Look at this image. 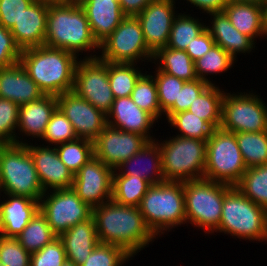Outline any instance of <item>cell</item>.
Here are the masks:
<instances>
[{
  "label": "cell",
  "instance_id": "33",
  "mask_svg": "<svg viewBox=\"0 0 267 266\" xmlns=\"http://www.w3.org/2000/svg\"><path fill=\"white\" fill-rule=\"evenodd\" d=\"M235 136L247 168L267 164V131L238 132Z\"/></svg>",
  "mask_w": 267,
  "mask_h": 266
},
{
  "label": "cell",
  "instance_id": "16",
  "mask_svg": "<svg viewBox=\"0 0 267 266\" xmlns=\"http://www.w3.org/2000/svg\"><path fill=\"white\" fill-rule=\"evenodd\" d=\"M148 142L142 135L122 131L107 125L93 141L94 156L115 170L116 167L135 155Z\"/></svg>",
  "mask_w": 267,
  "mask_h": 266
},
{
  "label": "cell",
  "instance_id": "10",
  "mask_svg": "<svg viewBox=\"0 0 267 266\" xmlns=\"http://www.w3.org/2000/svg\"><path fill=\"white\" fill-rule=\"evenodd\" d=\"M102 61L112 63L152 62L154 54L144 40L141 24L136 16H126L119 26L100 44ZM144 59V60H143Z\"/></svg>",
  "mask_w": 267,
  "mask_h": 266
},
{
  "label": "cell",
  "instance_id": "52",
  "mask_svg": "<svg viewBox=\"0 0 267 266\" xmlns=\"http://www.w3.org/2000/svg\"><path fill=\"white\" fill-rule=\"evenodd\" d=\"M122 12L126 16H136L141 13L145 7L153 0H118Z\"/></svg>",
  "mask_w": 267,
  "mask_h": 266
},
{
  "label": "cell",
  "instance_id": "22",
  "mask_svg": "<svg viewBox=\"0 0 267 266\" xmlns=\"http://www.w3.org/2000/svg\"><path fill=\"white\" fill-rule=\"evenodd\" d=\"M44 93L32 80L20 62L0 67V98L19 106L39 99Z\"/></svg>",
  "mask_w": 267,
  "mask_h": 266
},
{
  "label": "cell",
  "instance_id": "25",
  "mask_svg": "<svg viewBox=\"0 0 267 266\" xmlns=\"http://www.w3.org/2000/svg\"><path fill=\"white\" fill-rule=\"evenodd\" d=\"M57 108L56 96L48 94L19 106L18 131L32 138H42Z\"/></svg>",
  "mask_w": 267,
  "mask_h": 266
},
{
  "label": "cell",
  "instance_id": "38",
  "mask_svg": "<svg viewBox=\"0 0 267 266\" xmlns=\"http://www.w3.org/2000/svg\"><path fill=\"white\" fill-rule=\"evenodd\" d=\"M235 59L231 57L222 47L214 44L212 48L203 55L202 58L194 62L195 72L198 79L209 84H214L208 80V74L223 73L231 69L234 65Z\"/></svg>",
  "mask_w": 267,
  "mask_h": 266
},
{
  "label": "cell",
  "instance_id": "37",
  "mask_svg": "<svg viewBox=\"0 0 267 266\" xmlns=\"http://www.w3.org/2000/svg\"><path fill=\"white\" fill-rule=\"evenodd\" d=\"M60 160L75 175L81 167L94 157V143L91 140L77 138L55 146Z\"/></svg>",
  "mask_w": 267,
  "mask_h": 266
},
{
  "label": "cell",
  "instance_id": "51",
  "mask_svg": "<svg viewBox=\"0 0 267 266\" xmlns=\"http://www.w3.org/2000/svg\"><path fill=\"white\" fill-rule=\"evenodd\" d=\"M187 3L190 2L191 5L198 7V9L203 10L204 13H217L223 12L225 6L228 4V0H186Z\"/></svg>",
  "mask_w": 267,
  "mask_h": 266
},
{
  "label": "cell",
  "instance_id": "4",
  "mask_svg": "<svg viewBox=\"0 0 267 266\" xmlns=\"http://www.w3.org/2000/svg\"><path fill=\"white\" fill-rule=\"evenodd\" d=\"M152 232L160 237L186 223L183 182L164 181L151 185L138 206ZM161 233V234H160Z\"/></svg>",
  "mask_w": 267,
  "mask_h": 266
},
{
  "label": "cell",
  "instance_id": "48",
  "mask_svg": "<svg viewBox=\"0 0 267 266\" xmlns=\"http://www.w3.org/2000/svg\"><path fill=\"white\" fill-rule=\"evenodd\" d=\"M21 49L17 46L9 29L0 25V67L14 65L20 61Z\"/></svg>",
  "mask_w": 267,
  "mask_h": 266
},
{
  "label": "cell",
  "instance_id": "29",
  "mask_svg": "<svg viewBox=\"0 0 267 266\" xmlns=\"http://www.w3.org/2000/svg\"><path fill=\"white\" fill-rule=\"evenodd\" d=\"M158 59V60H157ZM159 66L157 69L184 81L198 79L195 72V64L186 51L172 48L159 49L153 56V60ZM159 62V63H158Z\"/></svg>",
  "mask_w": 267,
  "mask_h": 266
},
{
  "label": "cell",
  "instance_id": "12",
  "mask_svg": "<svg viewBox=\"0 0 267 266\" xmlns=\"http://www.w3.org/2000/svg\"><path fill=\"white\" fill-rule=\"evenodd\" d=\"M73 91L107 115L115 99L108 79V61L95 54L78 60Z\"/></svg>",
  "mask_w": 267,
  "mask_h": 266
},
{
  "label": "cell",
  "instance_id": "19",
  "mask_svg": "<svg viewBox=\"0 0 267 266\" xmlns=\"http://www.w3.org/2000/svg\"><path fill=\"white\" fill-rule=\"evenodd\" d=\"M155 121L157 122L152 115L139 108L130 96L115 98L107 114V125L110 127L142 135L148 141L155 140L149 132Z\"/></svg>",
  "mask_w": 267,
  "mask_h": 266
},
{
  "label": "cell",
  "instance_id": "13",
  "mask_svg": "<svg viewBox=\"0 0 267 266\" xmlns=\"http://www.w3.org/2000/svg\"><path fill=\"white\" fill-rule=\"evenodd\" d=\"M39 210L45 215L51 230L59 237L77 223L90 219L93 208L84 203L72 188H67L44 192Z\"/></svg>",
  "mask_w": 267,
  "mask_h": 266
},
{
  "label": "cell",
  "instance_id": "39",
  "mask_svg": "<svg viewBox=\"0 0 267 266\" xmlns=\"http://www.w3.org/2000/svg\"><path fill=\"white\" fill-rule=\"evenodd\" d=\"M130 98L139 108L152 115L157 122L164 114L159 106L157 87L152 75L145 73L139 77Z\"/></svg>",
  "mask_w": 267,
  "mask_h": 266
},
{
  "label": "cell",
  "instance_id": "8",
  "mask_svg": "<svg viewBox=\"0 0 267 266\" xmlns=\"http://www.w3.org/2000/svg\"><path fill=\"white\" fill-rule=\"evenodd\" d=\"M183 185L186 224L203 229L205 234L214 233L222 216L224 196L231 186L204 178Z\"/></svg>",
  "mask_w": 267,
  "mask_h": 266
},
{
  "label": "cell",
  "instance_id": "55",
  "mask_svg": "<svg viewBox=\"0 0 267 266\" xmlns=\"http://www.w3.org/2000/svg\"><path fill=\"white\" fill-rule=\"evenodd\" d=\"M35 1L45 2V3H48V4H55V3L68 2L70 0H35Z\"/></svg>",
  "mask_w": 267,
  "mask_h": 266
},
{
  "label": "cell",
  "instance_id": "36",
  "mask_svg": "<svg viewBox=\"0 0 267 266\" xmlns=\"http://www.w3.org/2000/svg\"><path fill=\"white\" fill-rule=\"evenodd\" d=\"M136 63L108 62V79L114 98L128 97L143 74Z\"/></svg>",
  "mask_w": 267,
  "mask_h": 266
},
{
  "label": "cell",
  "instance_id": "34",
  "mask_svg": "<svg viewBox=\"0 0 267 266\" xmlns=\"http://www.w3.org/2000/svg\"><path fill=\"white\" fill-rule=\"evenodd\" d=\"M205 30V23L200 22L199 19L188 14L178 13L172 24L167 47L185 51L193 39Z\"/></svg>",
  "mask_w": 267,
  "mask_h": 266
},
{
  "label": "cell",
  "instance_id": "53",
  "mask_svg": "<svg viewBox=\"0 0 267 266\" xmlns=\"http://www.w3.org/2000/svg\"><path fill=\"white\" fill-rule=\"evenodd\" d=\"M228 2L246 3L263 7L266 0H228Z\"/></svg>",
  "mask_w": 267,
  "mask_h": 266
},
{
  "label": "cell",
  "instance_id": "26",
  "mask_svg": "<svg viewBox=\"0 0 267 266\" xmlns=\"http://www.w3.org/2000/svg\"><path fill=\"white\" fill-rule=\"evenodd\" d=\"M59 238L63 242L67 260L77 266L82 265L99 244L93 217L72 226Z\"/></svg>",
  "mask_w": 267,
  "mask_h": 266
},
{
  "label": "cell",
  "instance_id": "7",
  "mask_svg": "<svg viewBox=\"0 0 267 266\" xmlns=\"http://www.w3.org/2000/svg\"><path fill=\"white\" fill-rule=\"evenodd\" d=\"M169 138L158 142L165 181L187 182L203 179L206 141L180 136Z\"/></svg>",
  "mask_w": 267,
  "mask_h": 266
},
{
  "label": "cell",
  "instance_id": "17",
  "mask_svg": "<svg viewBox=\"0 0 267 266\" xmlns=\"http://www.w3.org/2000/svg\"><path fill=\"white\" fill-rule=\"evenodd\" d=\"M175 3L174 0H153L136 15L141 24L146 45L153 54L167 47L176 16Z\"/></svg>",
  "mask_w": 267,
  "mask_h": 266
},
{
  "label": "cell",
  "instance_id": "46",
  "mask_svg": "<svg viewBox=\"0 0 267 266\" xmlns=\"http://www.w3.org/2000/svg\"><path fill=\"white\" fill-rule=\"evenodd\" d=\"M66 260L63 242L57 237L39 251L31 253L30 266H62Z\"/></svg>",
  "mask_w": 267,
  "mask_h": 266
},
{
  "label": "cell",
  "instance_id": "20",
  "mask_svg": "<svg viewBox=\"0 0 267 266\" xmlns=\"http://www.w3.org/2000/svg\"><path fill=\"white\" fill-rule=\"evenodd\" d=\"M47 14L48 3L34 1L10 29L21 51L44 45Z\"/></svg>",
  "mask_w": 267,
  "mask_h": 266
},
{
  "label": "cell",
  "instance_id": "35",
  "mask_svg": "<svg viewBox=\"0 0 267 266\" xmlns=\"http://www.w3.org/2000/svg\"><path fill=\"white\" fill-rule=\"evenodd\" d=\"M236 188L267 210V164L247 168Z\"/></svg>",
  "mask_w": 267,
  "mask_h": 266
},
{
  "label": "cell",
  "instance_id": "23",
  "mask_svg": "<svg viewBox=\"0 0 267 266\" xmlns=\"http://www.w3.org/2000/svg\"><path fill=\"white\" fill-rule=\"evenodd\" d=\"M141 162L145 165L140 168ZM113 175L136 176L148 181L151 185L164 182L158 140H152L146 143L135 155L116 167Z\"/></svg>",
  "mask_w": 267,
  "mask_h": 266
},
{
  "label": "cell",
  "instance_id": "30",
  "mask_svg": "<svg viewBox=\"0 0 267 266\" xmlns=\"http://www.w3.org/2000/svg\"><path fill=\"white\" fill-rule=\"evenodd\" d=\"M224 94L218 86L210 84L190 105L188 111L205 120L213 129H217L221 124Z\"/></svg>",
  "mask_w": 267,
  "mask_h": 266
},
{
  "label": "cell",
  "instance_id": "56",
  "mask_svg": "<svg viewBox=\"0 0 267 266\" xmlns=\"http://www.w3.org/2000/svg\"><path fill=\"white\" fill-rule=\"evenodd\" d=\"M62 266H77L74 262L66 260Z\"/></svg>",
  "mask_w": 267,
  "mask_h": 266
},
{
  "label": "cell",
  "instance_id": "11",
  "mask_svg": "<svg viewBox=\"0 0 267 266\" xmlns=\"http://www.w3.org/2000/svg\"><path fill=\"white\" fill-rule=\"evenodd\" d=\"M258 96L225 92L219 128L232 133L267 131V105Z\"/></svg>",
  "mask_w": 267,
  "mask_h": 266
},
{
  "label": "cell",
  "instance_id": "15",
  "mask_svg": "<svg viewBox=\"0 0 267 266\" xmlns=\"http://www.w3.org/2000/svg\"><path fill=\"white\" fill-rule=\"evenodd\" d=\"M58 108L72 123L78 138L94 141L107 126V115L74 91L56 96Z\"/></svg>",
  "mask_w": 267,
  "mask_h": 266
},
{
  "label": "cell",
  "instance_id": "18",
  "mask_svg": "<svg viewBox=\"0 0 267 266\" xmlns=\"http://www.w3.org/2000/svg\"><path fill=\"white\" fill-rule=\"evenodd\" d=\"M26 147L33 158L35 168L44 192L72 188L74 175L60 160L54 147L30 145ZM51 188V189H50Z\"/></svg>",
  "mask_w": 267,
  "mask_h": 266
},
{
  "label": "cell",
  "instance_id": "47",
  "mask_svg": "<svg viewBox=\"0 0 267 266\" xmlns=\"http://www.w3.org/2000/svg\"><path fill=\"white\" fill-rule=\"evenodd\" d=\"M210 84L200 79L185 81L182 88L179 89L178 102H175L164 114L167 120L176 113L187 111L195 99Z\"/></svg>",
  "mask_w": 267,
  "mask_h": 266
},
{
  "label": "cell",
  "instance_id": "6",
  "mask_svg": "<svg viewBox=\"0 0 267 266\" xmlns=\"http://www.w3.org/2000/svg\"><path fill=\"white\" fill-rule=\"evenodd\" d=\"M1 191L40 202L44 190L26 144H0Z\"/></svg>",
  "mask_w": 267,
  "mask_h": 266
},
{
  "label": "cell",
  "instance_id": "28",
  "mask_svg": "<svg viewBox=\"0 0 267 266\" xmlns=\"http://www.w3.org/2000/svg\"><path fill=\"white\" fill-rule=\"evenodd\" d=\"M231 24L254 41L265 37L263 7L253 4L228 2L223 11Z\"/></svg>",
  "mask_w": 267,
  "mask_h": 266
},
{
  "label": "cell",
  "instance_id": "40",
  "mask_svg": "<svg viewBox=\"0 0 267 266\" xmlns=\"http://www.w3.org/2000/svg\"><path fill=\"white\" fill-rule=\"evenodd\" d=\"M169 124L179 130L177 136L207 141L214 130L205 120L195 114L182 111L168 119Z\"/></svg>",
  "mask_w": 267,
  "mask_h": 266
},
{
  "label": "cell",
  "instance_id": "50",
  "mask_svg": "<svg viewBox=\"0 0 267 266\" xmlns=\"http://www.w3.org/2000/svg\"><path fill=\"white\" fill-rule=\"evenodd\" d=\"M215 44L210 32L206 29L198 37L193 39V42L188 45L186 52L195 62L202 58Z\"/></svg>",
  "mask_w": 267,
  "mask_h": 266
},
{
  "label": "cell",
  "instance_id": "43",
  "mask_svg": "<svg viewBox=\"0 0 267 266\" xmlns=\"http://www.w3.org/2000/svg\"><path fill=\"white\" fill-rule=\"evenodd\" d=\"M77 138L72 123L62 111L57 108L47 124L42 140L46 141V143L48 142L49 145L54 144L57 146Z\"/></svg>",
  "mask_w": 267,
  "mask_h": 266
},
{
  "label": "cell",
  "instance_id": "32",
  "mask_svg": "<svg viewBox=\"0 0 267 266\" xmlns=\"http://www.w3.org/2000/svg\"><path fill=\"white\" fill-rule=\"evenodd\" d=\"M57 237L58 236L51 230L45 215L38 210L16 238L26 251L34 253Z\"/></svg>",
  "mask_w": 267,
  "mask_h": 266
},
{
  "label": "cell",
  "instance_id": "3",
  "mask_svg": "<svg viewBox=\"0 0 267 266\" xmlns=\"http://www.w3.org/2000/svg\"><path fill=\"white\" fill-rule=\"evenodd\" d=\"M44 45L63 49L77 57L79 52L93 50L94 53L100 49L93 37L84 9L79 2L72 0L48 4Z\"/></svg>",
  "mask_w": 267,
  "mask_h": 266
},
{
  "label": "cell",
  "instance_id": "1",
  "mask_svg": "<svg viewBox=\"0 0 267 266\" xmlns=\"http://www.w3.org/2000/svg\"><path fill=\"white\" fill-rule=\"evenodd\" d=\"M92 217L99 243L119 246L132 257L156 239L138 207L110 200L93 208Z\"/></svg>",
  "mask_w": 267,
  "mask_h": 266
},
{
  "label": "cell",
  "instance_id": "49",
  "mask_svg": "<svg viewBox=\"0 0 267 266\" xmlns=\"http://www.w3.org/2000/svg\"><path fill=\"white\" fill-rule=\"evenodd\" d=\"M35 0H0V25L11 29L24 10Z\"/></svg>",
  "mask_w": 267,
  "mask_h": 266
},
{
  "label": "cell",
  "instance_id": "24",
  "mask_svg": "<svg viewBox=\"0 0 267 266\" xmlns=\"http://www.w3.org/2000/svg\"><path fill=\"white\" fill-rule=\"evenodd\" d=\"M5 195L8 199L0 202V235L16 238L39 210V201Z\"/></svg>",
  "mask_w": 267,
  "mask_h": 266
},
{
  "label": "cell",
  "instance_id": "9",
  "mask_svg": "<svg viewBox=\"0 0 267 266\" xmlns=\"http://www.w3.org/2000/svg\"><path fill=\"white\" fill-rule=\"evenodd\" d=\"M207 153L203 178L236 186L247 170L235 133L220 128L206 141Z\"/></svg>",
  "mask_w": 267,
  "mask_h": 266
},
{
  "label": "cell",
  "instance_id": "14",
  "mask_svg": "<svg viewBox=\"0 0 267 266\" xmlns=\"http://www.w3.org/2000/svg\"><path fill=\"white\" fill-rule=\"evenodd\" d=\"M113 171L94 156L74 175L72 189L91 208L102 205L112 198Z\"/></svg>",
  "mask_w": 267,
  "mask_h": 266
},
{
  "label": "cell",
  "instance_id": "21",
  "mask_svg": "<svg viewBox=\"0 0 267 266\" xmlns=\"http://www.w3.org/2000/svg\"><path fill=\"white\" fill-rule=\"evenodd\" d=\"M94 39L100 45L126 17L118 0H79Z\"/></svg>",
  "mask_w": 267,
  "mask_h": 266
},
{
  "label": "cell",
  "instance_id": "5",
  "mask_svg": "<svg viewBox=\"0 0 267 266\" xmlns=\"http://www.w3.org/2000/svg\"><path fill=\"white\" fill-rule=\"evenodd\" d=\"M221 212L219 227L214 232L249 241H267V210L248 199L236 186L226 191Z\"/></svg>",
  "mask_w": 267,
  "mask_h": 266
},
{
  "label": "cell",
  "instance_id": "42",
  "mask_svg": "<svg viewBox=\"0 0 267 266\" xmlns=\"http://www.w3.org/2000/svg\"><path fill=\"white\" fill-rule=\"evenodd\" d=\"M132 256L123 248L107 243H99L86 261L80 266H124Z\"/></svg>",
  "mask_w": 267,
  "mask_h": 266
},
{
  "label": "cell",
  "instance_id": "2",
  "mask_svg": "<svg viewBox=\"0 0 267 266\" xmlns=\"http://www.w3.org/2000/svg\"><path fill=\"white\" fill-rule=\"evenodd\" d=\"M77 60L71 52L42 45L22 50L19 62L44 94L58 96L73 91Z\"/></svg>",
  "mask_w": 267,
  "mask_h": 266
},
{
  "label": "cell",
  "instance_id": "44",
  "mask_svg": "<svg viewBox=\"0 0 267 266\" xmlns=\"http://www.w3.org/2000/svg\"><path fill=\"white\" fill-rule=\"evenodd\" d=\"M153 77L157 87L159 106L165 113L175 102H178L179 89L182 88L185 81L157 68Z\"/></svg>",
  "mask_w": 267,
  "mask_h": 266
},
{
  "label": "cell",
  "instance_id": "45",
  "mask_svg": "<svg viewBox=\"0 0 267 266\" xmlns=\"http://www.w3.org/2000/svg\"><path fill=\"white\" fill-rule=\"evenodd\" d=\"M0 262L4 266H30L31 253L20 245L17 238L0 235Z\"/></svg>",
  "mask_w": 267,
  "mask_h": 266
},
{
  "label": "cell",
  "instance_id": "31",
  "mask_svg": "<svg viewBox=\"0 0 267 266\" xmlns=\"http://www.w3.org/2000/svg\"><path fill=\"white\" fill-rule=\"evenodd\" d=\"M151 184L132 175H112L111 200L120 205L138 207Z\"/></svg>",
  "mask_w": 267,
  "mask_h": 266
},
{
  "label": "cell",
  "instance_id": "54",
  "mask_svg": "<svg viewBox=\"0 0 267 266\" xmlns=\"http://www.w3.org/2000/svg\"><path fill=\"white\" fill-rule=\"evenodd\" d=\"M263 17H264L265 36H267V0L263 6Z\"/></svg>",
  "mask_w": 267,
  "mask_h": 266
},
{
  "label": "cell",
  "instance_id": "41",
  "mask_svg": "<svg viewBox=\"0 0 267 266\" xmlns=\"http://www.w3.org/2000/svg\"><path fill=\"white\" fill-rule=\"evenodd\" d=\"M19 105L0 98V144H26L16 135Z\"/></svg>",
  "mask_w": 267,
  "mask_h": 266
},
{
  "label": "cell",
  "instance_id": "27",
  "mask_svg": "<svg viewBox=\"0 0 267 266\" xmlns=\"http://www.w3.org/2000/svg\"><path fill=\"white\" fill-rule=\"evenodd\" d=\"M212 26H206L215 44L222 47L236 60L239 53H250L255 48L254 40L240 33L230 22L224 12L210 13ZM213 18V19H212Z\"/></svg>",
  "mask_w": 267,
  "mask_h": 266
}]
</instances>
